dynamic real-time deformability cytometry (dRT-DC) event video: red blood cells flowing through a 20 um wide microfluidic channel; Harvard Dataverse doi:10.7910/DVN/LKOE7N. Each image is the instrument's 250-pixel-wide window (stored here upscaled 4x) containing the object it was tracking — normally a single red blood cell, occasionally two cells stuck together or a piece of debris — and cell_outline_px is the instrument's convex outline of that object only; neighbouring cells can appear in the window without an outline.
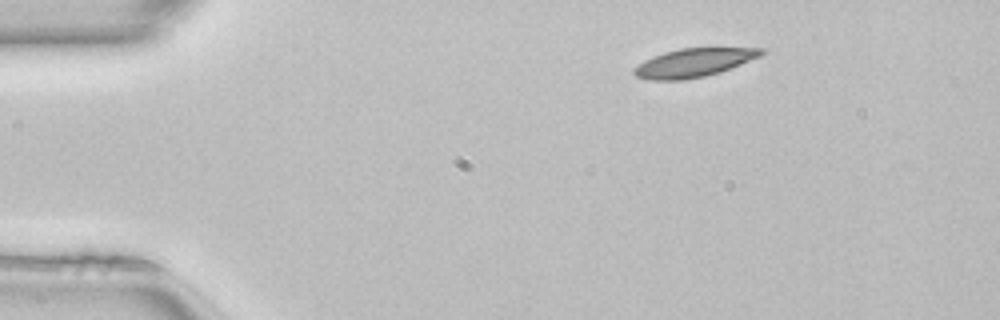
{"species": "common noctule bat (a hibernating species)", "species_latin": "Nyctalus noctula", "temperature_condition": "room temperature", "stored_images_in_passage": 12, "camera_frame_rate_fps": 3000, "um_per_image_px": 0.085, "animal": {"sex": "female", "body_mass_g": 22.7, "forearm_length_mm": 54.2}, "frame": {"image": 1, "passage_image": 1, "time_ms": 0.0, "image_size_px": [1000, 320], "cell_outline_px": [[768, 48], [760, 56], [720, 72], [704, 76], [680, 80], [648, 80], [636, 76], [632, 72], [632, 68], [644, 60], [652, 56], [664, 52], [680, 48]], "centroid_in_image_um": [58.92, 5.33], "position_along_channel_um": 26.1, "area_um2": 21.1}}
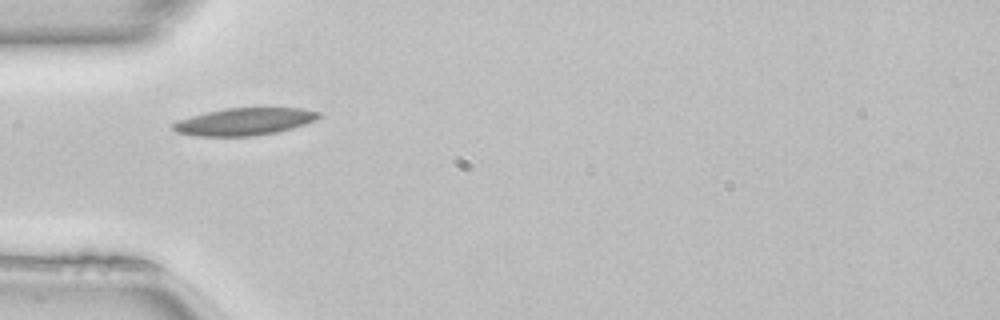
{"frame": {"image": 2, "passage_image": 9, "time_ms": 2.667, "image_size_px": [1000, 320], "cell_outline_px": [[320, 116], [316, 120], [292, 128], [276, 132], [252, 136], [196, 136], [176, 132], [172, 128], [172, 124], [180, 120], [192, 116], [208, 112], [228, 108], [304, 108], [320, 112]], "centroid_in_image_um": [20.8, 10.34], "position_along_channel_um": 64.2, "area_um2": 22.95}}